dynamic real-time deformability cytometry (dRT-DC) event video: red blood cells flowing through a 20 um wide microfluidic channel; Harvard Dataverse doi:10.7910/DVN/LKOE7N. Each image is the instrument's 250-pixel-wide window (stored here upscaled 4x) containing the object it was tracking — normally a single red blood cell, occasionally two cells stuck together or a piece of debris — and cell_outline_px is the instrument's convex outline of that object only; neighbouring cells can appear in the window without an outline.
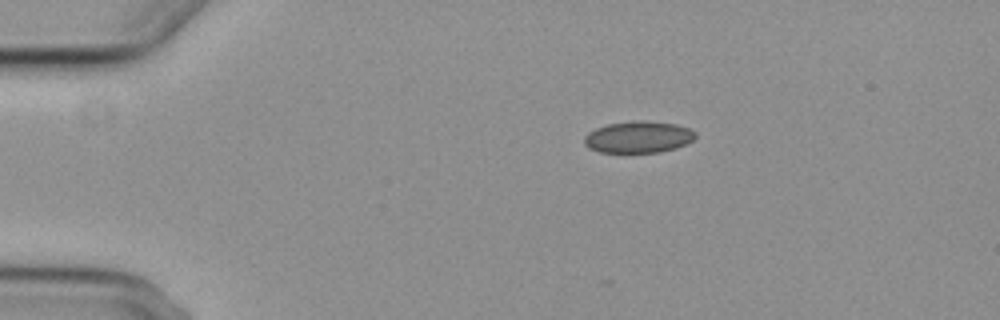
{"species": "common noctule bat (a hibernating species)", "species_latin": "Nyctalus noctula", "temperature_condition": "cold", "stored_images_in_passage": 2, "camera_frame_rate_fps": 3000, "um_per_image_px": 0.085, "animal": {"sex": "female", "body_mass_g": 29.2, "forearm_length_mm": 56.3}, "frame": {"image": 1, "passage_image": 1, "time_ms": 0.0, "image_size_px": [1000, 320], "cell_outline_px": [[696, 136], [692, 140], [676, 148], [660, 152], [600, 152], [588, 148], [584, 144], [584, 136], [588, 132], [596, 128], [608, 124], [636, 120], [676, 124], [688, 128], [696, 132]], "centroid_in_image_um": [54.23, 11.65], "position_along_channel_um": 30.8, "area_um2": 20.4}}